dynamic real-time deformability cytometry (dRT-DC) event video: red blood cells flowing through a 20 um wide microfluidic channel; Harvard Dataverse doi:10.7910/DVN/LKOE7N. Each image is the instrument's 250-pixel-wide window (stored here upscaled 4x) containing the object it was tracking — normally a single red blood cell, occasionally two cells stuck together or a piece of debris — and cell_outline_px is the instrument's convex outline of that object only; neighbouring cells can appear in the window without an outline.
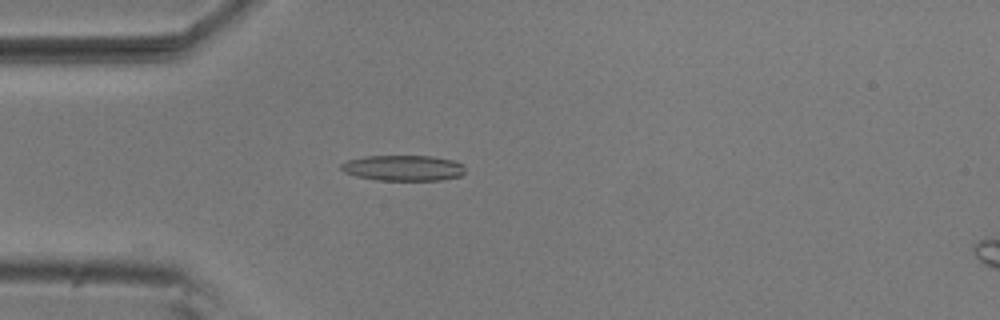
{"species": "common noctule bat (a hibernating species)", "species_latin": "Nyctalus noctula", "temperature_condition": "room temperature", "stored_images_in_passage": 4, "camera_frame_rate_fps": 3000, "um_per_image_px": 0.085, "animal": {"sex": "male", "body_mass_g": 20.5, "forearm_length_mm": 52.5}, "frame": {"image": 1, "passage_image": 4, "time_ms": 1.0, "image_size_px": [1000, 320], "cell_outline_px": [[464, 172], [460, 176], [440, 180], [376, 180], [356, 176], [344, 172], [340, 168], [340, 164], [348, 160], [364, 156], [432, 156], [452, 160], [464, 164]], "centroid_in_image_um": [34.26, 14.28], "position_along_channel_um": 50.7, "area_um2": 18.55}}